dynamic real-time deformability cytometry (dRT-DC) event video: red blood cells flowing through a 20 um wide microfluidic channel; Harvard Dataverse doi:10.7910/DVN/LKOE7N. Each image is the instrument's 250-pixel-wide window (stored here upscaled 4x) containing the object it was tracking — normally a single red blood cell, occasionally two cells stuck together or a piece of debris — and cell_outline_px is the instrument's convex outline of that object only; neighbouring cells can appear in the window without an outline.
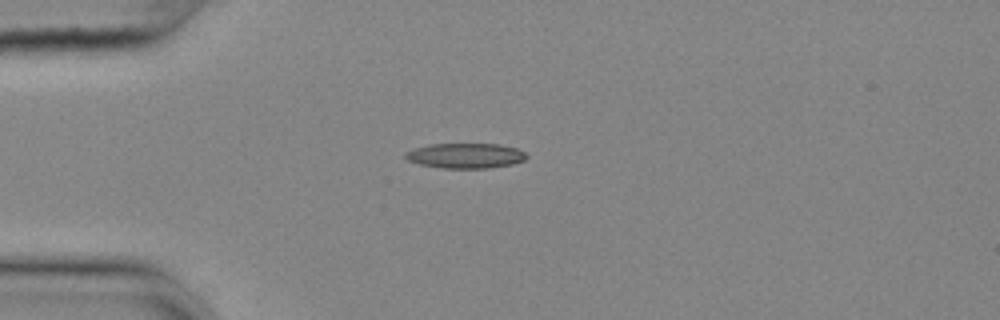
{"species": "common noctule bat (a hibernating species)", "species_latin": "Nyctalus noctula", "temperature_condition": "cold", "stored_images_in_passage": 42, "camera_frame_rate_fps": 3000, "um_per_image_px": 0.085, "animal": {"sex": "female", "body_mass_g": 25.1}, "frame": {"image": 1, "passage_image": 1, "time_ms": 0.0, "image_size_px": [1000, 320], "cell_outline_px": [[528, 156], [524, 160], [512, 164], [488, 168], [444, 168], [420, 164], [408, 160], [404, 156], [404, 152], [412, 148], [432, 144], [500, 144], [516, 148], [524, 152]], "centroid_in_image_um": [39.55, 13.23], "position_along_channel_um": 45.5, "area_um2": 17.69}}
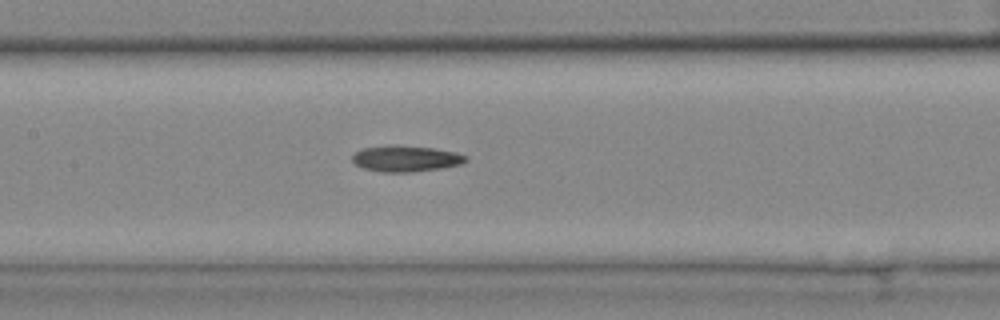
{"frame": {"image": 2, "passage_image": 13, "time_ms": 4.0, "image_size_px": [1000, 320], "cell_outline_px": [[468, 160], [460, 164], [440, 168], [412, 172], [380, 172], [364, 168], [356, 164], [352, 160], [352, 156], [356, 152], [364, 148], [388, 144], [396, 144], [432, 148], [456, 152], [468, 156]], "centroid_in_image_um": [34.49, 13.47], "position_along_channel_um": 172.9, "area_um2": 17.34}}
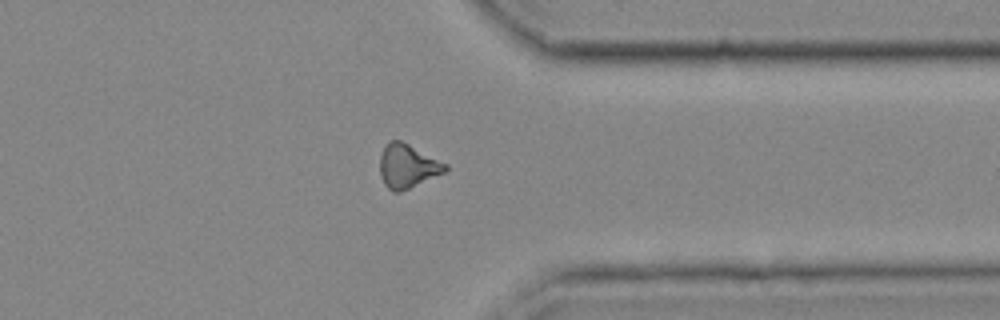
{"frame": {"image": 3, "passage_image": 30, "time_ms": 9.667, "image_size_px": [1000, 320], "cell_outline_px": [[448, 168], [444, 172], [400, 192], [392, 192], [384, 184], [380, 176], [380, 156], [388, 140], [400, 140], [448, 164]], "centroid_in_image_um": [34.61, 14.12], "position_along_channel_um": 376.8, "area_um2": 16.53}}